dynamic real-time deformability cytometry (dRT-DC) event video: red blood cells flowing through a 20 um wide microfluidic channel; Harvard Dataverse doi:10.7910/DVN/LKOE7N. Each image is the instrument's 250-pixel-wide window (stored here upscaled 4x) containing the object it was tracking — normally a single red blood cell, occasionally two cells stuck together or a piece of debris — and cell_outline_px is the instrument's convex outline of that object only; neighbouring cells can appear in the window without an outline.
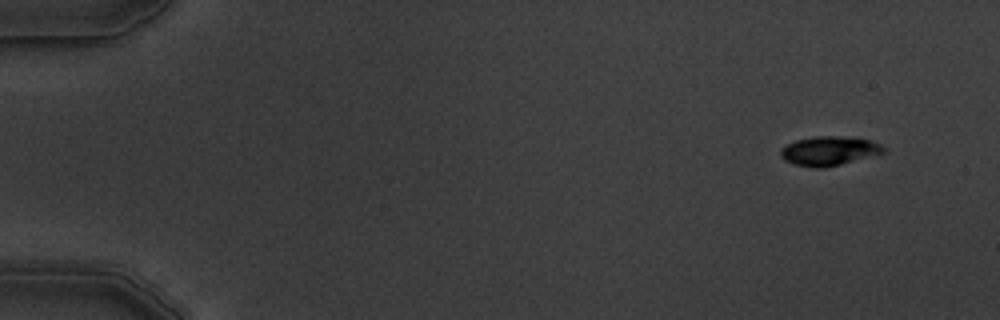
{"species": "common noctule bat (a hibernating species)", "species_latin": "Nyctalus noctula", "temperature_condition": "warm", "stored_images_in_passage": 6, "camera_frame_rate_fps": 3000, "um_per_image_px": 0.085, "animal": {"sex": "male", "body_mass_g": 19.5, "forearm_length_mm": 54.6}, "frame": {"image": 1, "passage_image": 1, "time_ms": 0.0, "image_size_px": [1000, 320], "cell_outline_px": [[888, 152], [824, 168], [812, 168], [792, 164], [784, 160], [780, 156], [780, 148], [796, 140], [816, 136], [840, 136], [868, 140], [880, 144]], "centroid_in_image_um": [70.44, 12.84], "position_along_channel_um": 14.6, "area_um2": 17.51}}
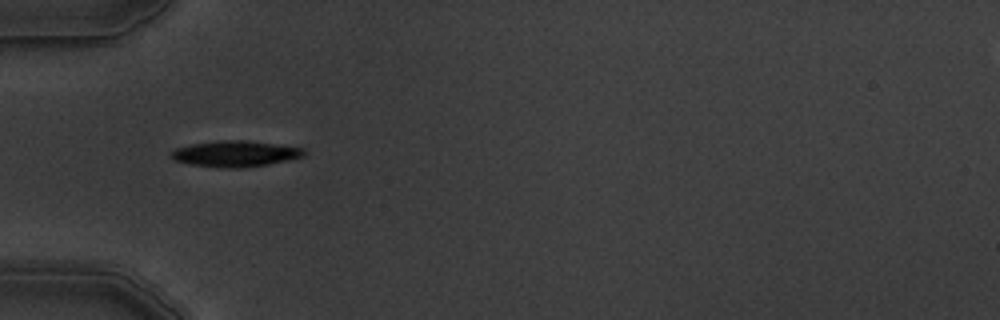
{"frame": {"image": 2, "passage_image": 4, "time_ms": 4.667, "image_size_px": [1000, 320], "cell_outline_px": [[308, 152], [304, 156], [288, 160], [268, 164], [244, 168], [228, 168], [192, 164], [176, 160], [172, 156], [172, 152], [176, 148], [192, 144], [220, 140], [248, 140], [304, 148]], "centroid_in_image_um": [20.08, 13.06], "position_along_channel_um": 64.9, "area_um2": 19.94}}